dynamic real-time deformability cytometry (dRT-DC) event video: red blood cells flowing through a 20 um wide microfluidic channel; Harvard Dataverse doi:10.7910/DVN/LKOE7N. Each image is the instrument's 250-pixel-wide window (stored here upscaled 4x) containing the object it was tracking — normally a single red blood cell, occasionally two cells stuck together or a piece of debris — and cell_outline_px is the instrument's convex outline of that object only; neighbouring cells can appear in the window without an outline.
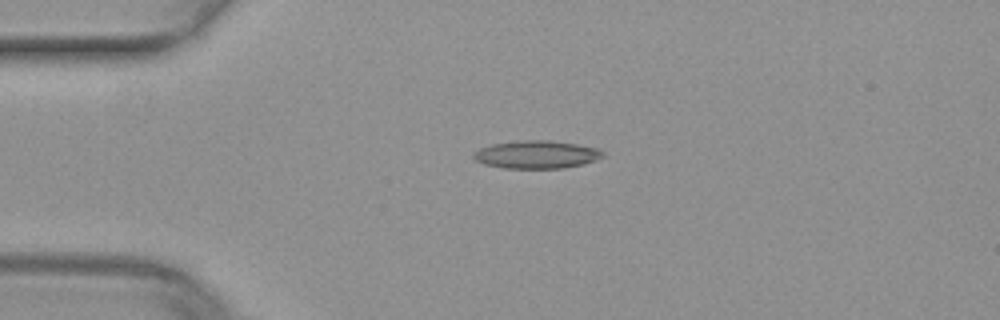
{"species": "common noctule bat (a hibernating species)", "species_latin": "Nyctalus noctula", "temperature_condition": "warm", "stored_images_in_passage": 39, "camera_frame_rate_fps": 3000, "um_per_image_px": 0.085, "animal": {"sex": "female", "body_mass_g": 29.2, "forearm_length_mm": 56.3}, "frame": {"image": 1, "passage_image": 1, "time_ms": 0.0, "image_size_px": [1000, 320], "cell_outline_px": [[604, 156], [596, 160], [584, 164], [564, 168], [504, 168], [484, 164], [476, 160], [472, 156], [472, 152], [480, 148], [492, 144], [520, 140], [548, 140], [576, 144], [600, 148], [604, 152]], "centroid_in_image_um": [45.62, 13.13], "position_along_channel_um": 39.4, "area_um2": 21.15}}
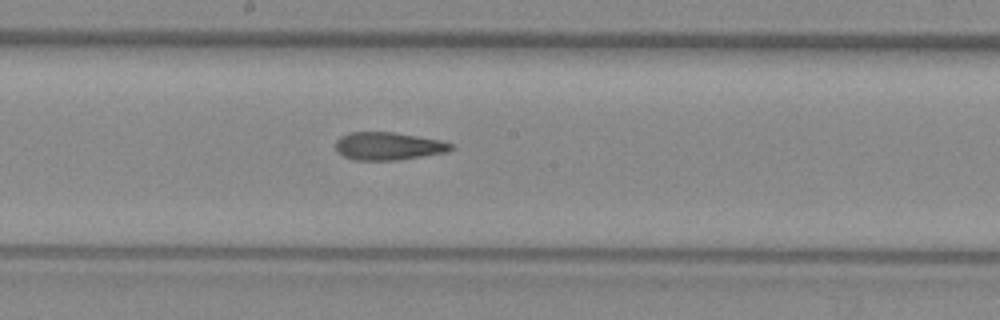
{"frame": {"image": 2, "passage_image": 16, "time_ms": 5.0, "image_size_px": [1000, 320], "cell_outline_px": [[452, 148], [448, 152], [396, 160], [356, 160], [344, 156], [336, 152], [336, 140], [340, 136], [348, 132], [392, 132], [440, 140], [452, 144]], "centroid_in_image_um": [32.96, 12.42], "position_along_channel_um": 215.2, "area_um2": 18.61}}
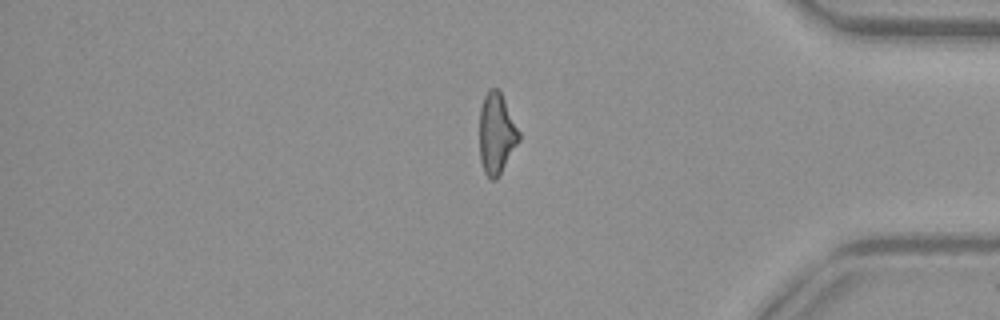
{"frame": {"image": 3, "passage_image": 31, "time_ms": 10.0, "image_size_px": [1000, 320], "cell_outline_px": [[520, 140], [496, 180], [492, 180], [484, 172], [480, 160], [480, 108], [484, 96], [488, 88], [496, 88], [500, 92], [520, 132]], "centroid_in_image_um": [42.19, 11.36], "position_along_channel_um": 393.0, "area_um2": 18.44}}